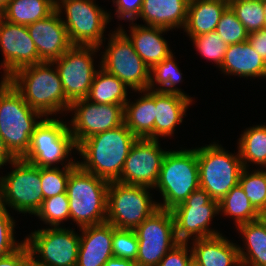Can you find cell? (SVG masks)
<instances>
[{
  "label": "cell",
  "instance_id": "d6986e66",
  "mask_svg": "<svg viewBox=\"0 0 266 266\" xmlns=\"http://www.w3.org/2000/svg\"><path fill=\"white\" fill-rule=\"evenodd\" d=\"M61 17L55 10L48 17L27 26L37 48L39 63L53 62L73 46Z\"/></svg>",
  "mask_w": 266,
  "mask_h": 266
},
{
  "label": "cell",
  "instance_id": "bcb514c9",
  "mask_svg": "<svg viewBox=\"0 0 266 266\" xmlns=\"http://www.w3.org/2000/svg\"><path fill=\"white\" fill-rule=\"evenodd\" d=\"M16 157L10 152L7 148L3 138L0 135V168L4 165H8L6 163L11 164Z\"/></svg>",
  "mask_w": 266,
  "mask_h": 266
},
{
  "label": "cell",
  "instance_id": "db71d44e",
  "mask_svg": "<svg viewBox=\"0 0 266 266\" xmlns=\"http://www.w3.org/2000/svg\"><path fill=\"white\" fill-rule=\"evenodd\" d=\"M263 4H264L265 17H266V2H263ZM265 29H266V21H265Z\"/></svg>",
  "mask_w": 266,
  "mask_h": 266
},
{
  "label": "cell",
  "instance_id": "484cf974",
  "mask_svg": "<svg viewBox=\"0 0 266 266\" xmlns=\"http://www.w3.org/2000/svg\"><path fill=\"white\" fill-rule=\"evenodd\" d=\"M143 93L136 102L130 99L124 105V124L137 137L154 139L155 90L135 91Z\"/></svg>",
  "mask_w": 266,
  "mask_h": 266
},
{
  "label": "cell",
  "instance_id": "f907efd6",
  "mask_svg": "<svg viewBox=\"0 0 266 266\" xmlns=\"http://www.w3.org/2000/svg\"><path fill=\"white\" fill-rule=\"evenodd\" d=\"M187 266H201V264L193 257L189 260Z\"/></svg>",
  "mask_w": 266,
  "mask_h": 266
},
{
  "label": "cell",
  "instance_id": "5b68a950",
  "mask_svg": "<svg viewBox=\"0 0 266 266\" xmlns=\"http://www.w3.org/2000/svg\"><path fill=\"white\" fill-rule=\"evenodd\" d=\"M182 149L168 150L163 160L159 179L154 187L163 199V203H158L161 209L172 210L200 187L197 147Z\"/></svg>",
  "mask_w": 266,
  "mask_h": 266
},
{
  "label": "cell",
  "instance_id": "f6af8a7d",
  "mask_svg": "<svg viewBox=\"0 0 266 266\" xmlns=\"http://www.w3.org/2000/svg\"><path fill=\"white\" fill-rule=\"evenodd\" d=\"M248 41L262 59L266 62V29L249 33Z\"/></svg>",
  "mask_w": 266,
  "mask_h": 266
},
{
  "label": "cell",
  "instance_id": "74e56055",
  "mask_svg": "<svg viewBox=\"0 0 266 266\" xmlns=\"http://www.w3.org/2000/svg\"><path fill=\"white\" fill-rule=\"evenodd\" d=\"M191 41L203 58L221 67L228 45L216 31L192 37Z\"/></svg>",
  "mask_w": 266,
  "mask_h": 266
},
{
  "label": "cell",
  "instance_id": "44dd1931",
  "mask_svg": "<svg viewBox=\"0 0 266 266\" xmlns=\"http://www.w3.org/2000/svg\"><path fill=\"white\" fill-rule=\"evenodd\" d=\"M130 21V30L127 34L121 25L118 27L133 43L134 50L142 58L144 63L151 69L154 65L162 62L172 52L163 33L170 31L161 27L147 26Z\"/></svg>",
  "mask_w": 266,
  "mask_h": 266
},
{
  "label": "cell",
  "instance_id": "c3c4849f",
  "mask_svg": "<svg viewBox=\"0 0 266 266\" xmlns=\"http://www.w3.org/2000/svg\"><path fill=\"white\" fill-rule=\"evenodd\" d=\"M258 220L264 226L266 230V211L259 212Z\"/></svg>",
  "mask_w": 266,
  "mask_h": 266
},
{
  "label": "cell",
  "instance_id": "30bf717a",
  "mask_svg": "<svg viewBox=\"0 0 266 266\" xmlns=\"http://www.w3.org/2000/svg\"><path fill=\"white\" fill-rule=\"evenodd\" d=\"M56 10L61 15L64 11L66 15L62 21L73 45L102 48L104 39H107L104 32L111 21V13L98 6L94 0H65Z\"/></svg>",
  "mask_w": 266,
  "mask_h": 266
},
{
  "label": "cell",
  "instance_id": "8d00e7d4",
  "mask_svg": "<svg viewBox=\"0 0 266 266\" xmlns=\"http://www.w3.org/2000/svg\"><path fill=\"white\" fill-rule=\"evenodd\" d=\"M76 166L40 167V178L44 199L66 193L70 172Z\"/></svg>",
  "mask_w": 266,
  "mask_h": 266
},
{
  "label": "cell",
  "instance_id": "60d3db41",
  "mask_svg": "<svg viewBox=\"0 0 266 266\" xmlns=\"http://www.w3.org/2000/svg\"><path fill=\"white\" fill-rule=\"evenodd\" d=\"M15 220L8 209L0 206V259L4 258L17 249L25 242H17L14 236Z\"/></svg>",
  "mask_w": 266,
  "mask_h": 266
},
{
  "label": "cell",
  "instance_id": "4316f807",
  "mask_svg": "<svg viewBox=\"0 0 266 266\" xmlns=\"http://www.w3.org/2000/svg\"><path fill=\"white\" fill-rule=\"evenodd\" d=\"M227 7V0H189L184 32L191 39L215 31Z\"/></svg>",
  "mask_w": 266,
  "mask_h": 266
},
{
  "label": "cell",
  "instance_id": "836d02e7",
  "mask_svg": "<svg viewBox=\"0 0 266 266\" xmlns=\"http://www.w3.org/2000/svg\"><path fill=\"white\" fill-rule=\"evenodd\" d=\"M228 6L248 33L265 28L266 17L262 0H230Z\"/></svg>",
  "mask_w": 266,
  "mask_h": 266
},
{
  "label": "cell",
  "instance_id": "7c38bea8",
  "mask_svg": "<svg viewBox=\"0 0 266 266\" xmlns=\"http://www.w3.org/2000/svg\"><path fill=\"white\" fill-rule=\"evenodd\" d=\"M31 259L41 266H76L80 234L72 228L48 227L31 232L24 239Z\"/></svg>",
  "mask_w": 266,
  "mask_h": 266
},
{
  "label": "cell",
  "instance_id": "11a10c76",
  "mask_svg": "<svg viewBox=\"0 0 266 266\" xmlns=\"http://www.w3.org/2000/svg\"><path fill=\"white\" fill-rule=\"evenodd\" d=\"M237 266H246L244 263L240 262Z\"/></svg>",
  "mask_w": 266,
  "mask_h": 266
},
{
  "label": "cell",
  "instance_id": "e575fe53",
  "mask_svg": "<svg viewBox=\"0 0 266 266\" xmlns=\"http://www.w3.org/2000/svg\"><path fill=\"white\" fill-rule=\"evenodd\" d=\"M249 169L242 170L239 185L258 212L266 211V169Z\"/></svg>",
  "mask_w": 266,
  "mask_h": 266
},
{
  "label": "cell",
  "instance_id": "ac0fdd59",
  "mask_svg": "<svg viewBox=\"0 0 266 266\" xmlns=\"http://www.w3.org/2000/svg\"><path fill=\"white\" fill-rule=\"evenodd\" d=\"M0 49L4 57L0 64L4 71L2 79H8L23 67L39 63L37 48L27 26L8 22L1 16Z\"/></svg>",
  "mask_w": 266,
  "mask_h": 266
},
{
  "label": "cell",
  "instance_id": "9a60e30c",
  "mask_svg": "<svg viewBox=\"0 0 266 266\" xmlns=\"http://www.w3.org/2000/svg\"><path fill=\"white\" fill-rule=\"evenodd\" d=\"M98 50V46L73 45L52 62L58 70L66 98L71 103L87 98L97 72L93 56Z\"/></svg>",
  "mask_w": 266,
  "mask_h": 266
},
{
  "label": "cell",
  "instance_id": "1f68e13d",
  "mask_svg": "<svg viewBox=\"0 0 266 266\" xmlns=\"http://www.w3.org/2000/svg\"><path fill=\"white\" fill-rule=\"evenodd\" d=\"M219 214L232 216L236 227L257 220L259 216L239 183L219 201Z\"/></svg>",
  "mask_w": 266,
  "mask_h": 266
},
{
  "label": "cell",
  "instance_id": "8992f818",
  "mask_svg": "<svg viewBox=\"0 0 266 266\" xmlns=\"http://www.w3.org/2000/svg\"><path fill=\"white\" fill-rule=\"evenodd\" d=\"M58 119L48 116L41 120L22 159L39 167H57L60 162L62 167L78 165L74 157L68 159L71 151H77L68 123Z\"/></svg>",
  "mask_w": 266,
  "mask_h": 266
},
{
  "label": "cell",
  "instance_id": "7dc6e473",
  "mask_svg": "<svg viewBox=\"0 0 266 266\" xmlns=\"http://www.w3.org/2000/svg\"><path fill=\"white\" fill-rule=\"evenodd\" d=\"M104 266H137L136 262L129 259L111 257Z\"/></svg>",
  "mask_w": 266,
  "mask_h": 266
},
{
  "label": "cell",
  "instance_id": "ee69618b",
  "mask_svg": "<svg viewBox=\"0 0 266 266\" xmlns=\"http://www.w3.org/2000/svg\"><path fill=\"white\" fill-rule=\"evenodd\" d=\"M31 259L30 251L24 243L10 255L0 259V266H25Z\"/></svg>",
  "mask_w": 266,
  "mask_h": 266
},
{
  "label": "cell",
  "instance_id": "681fc988",
  "mask_svg": "<svg viewBox=\"0 0 266 266\" xmlns=\"http://www.w3.org/2000/svg\"><path fill=\"white\" fill-rule=\"evenodd\" d=\"M9 1L10 0H0V14L4 11Z\"/></svg>",
  "mask_w": 266,
  "mask_h": 266
},
{
  "label": "cell",
  "instance_id": "d6a6232c",
  "mask_svg": "<svg viewBox=\"0 0 266 266\" xmlns=\"http://www.w3.org/2000/svg\"><path fill=\"white\" fill-rule=\"evenodd\" d=\"M173 55L174 54L171 53L162 62L154 65L150 69V81L148 89L177 93L192 99L191 96L187 95L184 93V91H181V89L176 87L177 84L183 82V77L177 62H175V56Z\"/></svg>",
  "mask_w": 266,
  "mask_h": 266
},
{
  "label": "cell",
  "instance_id": "ba28073f",
  "mask_svg": "<svg viewBox=\"0 0 266 266\" xmlns=\"http://www.w3.org/2000/svg\"><path fill=\"white\" fill-rule=\"evenodd\" d=\"M153 188L110 182L107 191L106 222L119 229L134 230L159 209L149 192Z\"/></svg>",
  "mask_w": 266,
  "mask_h": 266
},
{
  "label": "cell",
  "instance_id": "83f0119b",
  "mask_svg": "<svg viewBox=\"0 0 266 266\" xmlns=\"http://www.w3.org/2000/svg\"><path fill=\"white\" fill-rule=\"evenodd\" d=\"M236 228L244 238L246 248L237 246L240 262L246 266H266V230L261 222L257 219Z\"/></svg>",
  "mask_w": 266,
  "mask_h": 266
},
{
  "label": "cell",
  "instance_id": "603a6c76",
  "mask_svg": "<svg viewBox=\"0 0 266 266\" xmlns=\"http://www.w3.org/2000/svg\"><path fill=\"white\" fill-rule=\"evenodd\" d=\"M189 0H143L138 18L144 25L168 30L184 28Z\"/></svg>",
  "mask_w": 266,
  "mask_h": 266
},
{
  "label": "cell",
  "instance_id": "4dcf8cb0",
  "mask_svg": "<svg viewBox=\"0 0 266 266\" xmlns=\"http://www.w3.org/2000/svg\"><path fill=\"white\" fill-rule=\"evenodd\" d=\"M240 135L237 150L244 168L252 163L260 165L261 169L266 168V125L246 128Z\"/></svg>",
  "mask_w": 266,
  "mask_h": 266
},
{
  "label": "cell",
  "instance_id": "8fae6325",
  "mask_svg": "<svg viewBox=\"0 0 266 266\" xmlns=\"http://www.w3.org/2000/svg\"><path fill=\"white\" fill-rule=\"evenodd\" d=\"M109 34L108 46L101 52L100 67L116 76L132 91L148 89L150 69L134 50L133 43L119 28Z\"/></svg>",
  "mask_w": 266,
  "mask_h": 266
},
{
  "label": "cell",
  "instance_id": "d4e9b609",
  "mask_svg": "<svg viewBox=\"0 0 266 266\" xmlns=\"http://www.w3.org/2000/svg\"><path fill=\"white\" fill-rule=\"evenodd\" d=\"M192 242V256L201 266H237L240 263L238 245L222 233Z\"/></svg>",
  "mask_w": 266,
  "mask_h": 266
},
{
  "label": "cell",
  "instance_id": "ffe728a7",
  "mask_svg": "<svg viewBox=\"0 0 266 266\" xmlns=\"http://www.w3.org/2000/svg\"><path fill=\"white\" fill-rule=\"evenodd\" d=\"M80 245L76 266H104L113 257V225L107 222L79 228Z\"/></svg>",
  "mask_w": 266,
  "mask_h": 266
},
{
  "label": "cell",
  "instance_id": "2e32d148",
  "mask_svg": "<svg viewBox=\"0 0 266 266\" xmlns=\"http://www.w3.org/2000/svg\"><path fill=\"white\" fill-rule=\"evenodd\" d=\"M71 111L74 116L68 128L76 146L90 136L124 124V105L96 104L85 98L72 102L68 113Z\"/></svg>",
  "mask_w": 266,
  "mask_h": 266
},
{
  "label": "cell",
  "instance_id": "5bb4252c",
  "mask_svg": "<svg viewBox=\"0 0 266 266\" xmlns=\"http://www.w3.org/2000/svg\"><path fill=\"white\" fill-rule=\"evenodd\" d=\"M138 239L137 266H158L161 259L179 243L171 210L159 208L134 229Z\"/></svg>",
  "mask_w": 266,
  "mask_h": 266
},
{
  "label": "cell",
  "instance_id": "f1b7e54d",
  "mask_svg": "<svg viewBox=\"0 0 266 266\" xmlns=\"http://www.w3.org/2000/svg\"><path fill=\"white\" fill-rule=\"evenodd\" d=\"M98 68L86 99L96 104L125 105L129 88L100 65Z\"/></svg>",
  "mask_w": 266,
  "mask_h": 266
},
{
  "label": "cell",
  "instance_id": "f35d334b",
  "mask_svg": "<svg viewBox=\"0 0 266 266\" xmlns=\"http://www.w3.org/2000/svg\"><path fill=\"white\" fill-rule=\"evenodd\" d=\"M215 31L227 45L248 41L249 33L229 6L222 13Z\"/></svg>",
  "mask_w": 266,
  "mask_h": 266
},
{
  "label": "cell",
  "instance_id": "f546056e",
  "mask_svg": "<svg viewBox=\"0 0 266 266\" xmlns=\"http://www.w3.org/2000/svg\"><path fill=\"white\" fill-rule=\"evenodd\" d=\"M55 10L52 0H10L0 16L8 22L28 26Z\"/></svg>",
  "mask_w": 266,
  "mask_h": 266
},
{
  "label": "cell",
  "instance_id": "816d5d0a",
  "mask_svg": "<svg viewBox=\"0 0 266 266\" xmlns=\"http://www.w3.org/2000/svg\"><path fill=\"white\" fill-rule=\"evenodd\" d=\"M25 266H41L37 263H35L32 259H30Z\"/></svg>",
  "mask_w": 266,
  "mask_h": 266
},
{
  "label": "cell",
  "instance_id": "277c9868",
  "mask_svg": "<svg viewBox=\"0 0 266 266\" xmlns=\"http://www.w3.org/2000/svg\"><path fill=\"white\" fill-rule=\"evenodd\" d=\"M110 182L77 165L67 181L70 219L79 228L106 222L107 191Z\"/></svg>",
  "mask_w": 266,
  "mask_h": 266
},
{
  "label": "cell",
  "instance_id": "4fadbf2b",
  "mask_svg": "<svg viewBox=\"0 0 266 266\" xmlns=\"http://www.w3.org/2000/svg\"><path fill=\"white\" fill-rule=\"evenodd\" d=\"M171 212L175 222V235L179 242L221 234L218 230L209 228L212 219L216 214L219 215V201L212 199L200 187Z\"/></svg>",
  "mask_w": 266,
  "mask_h": 266
},
{
  "label": "cell",
  "instance_id": "f5cc1de1",
  "mask_svg": "<svg viewBox=\"0 0 266 266\" xmlns=\"http://www.w3.org/2000/svg\"><path fill=\"white\" fill-rule=\"evenodd\" d=\"M63 1H65V0H52V2L55 5V7H57Z\"/></svg>",
  "mask_w": 266,
  "mask_h": 266
},
{
  "label": "cell",
  "instance_id": "ab89813d",
  "mask_svg": "<svg viewBox=\"0 0 266 266\" xmlns=\"http://www.w3.org/2000/svg\"><path fill=\"white\" fill-rule=\"evenodd\" d=\"M138 248V239L134 230L119 229L113 226V257L129 259L136 262Z\"/></svg>",
  "mask_w": 266,
  "mask_h": 266
},
{
  "label": "cell",
  "instance_id": "52a82bcc",
  "mask_svg": "<svg viewBox=\"0 0 266 266\" xmlns=\"http://www.w3.org/2000/svg\"><path fill=\"white\" fill-rule=\"evenodd\" d=\"M217 142L197 148L199 186L212 199L220 201L234 186L244 169L237 154L225 150Z\"/></svg>",
  "mask_w": 266,
  "mask_h": 266
},
{
  "label": "cell",
  "instance_id": "cb8c5ba5",
  "mask_svg": "<svg viewBox=\"0 0 266 266\" xmlns=\"http://www.w3.org/2000/svg\"><path fill=\"white\" fill-rule=\"evenodd\" d=\"M219 69L228 76L266 78V62L249 41L228 45Z\"/></svg>",
  "mask_w": 266,
  "mask_h": 266
},
{
  "label": "cell",
  "instance_id": "7402d4cb",
  "mask_svg": "<svg viewBox=\"0 0 266 266\" xmlns=\"http://www.w3.org/2000/svg\"><path fill=\"white\" fill-rule=\"evenodd\" d=\"M192 102L193 99L181 94L155 90L154 139L173 136L175 127L182 123Z\"/></svg>",
  "mask_w": 266,
  "mask_h": 266
},
{
  "label": "cell",
  "instance_id": "7bdbcfd3",
  "mask_svg": "<svg viewBox=\"0 0 266 266\" xmlns=\"http://www.w3.org/2000/svg\"><path fill=\"white\" fill-rule=\"evenodd\" d=\"M116 7V17L119 20L134 21L142 8L143 0H112Z\"/></svg>",
  "mask_w": 266,
  "mask_h": 266
},
{
  "label": "cell",
  "instance_id": "9c48e42d",
  "mask_svg": "<svg viewBox=\"0 0 266 266\" xmlns=\"http://www.w3.org/2000/svg\"><path fill=\"white\" fill-rule=\"evenodd\" d=\"M11 167V172L0 176V206L35 215L44 201L40 167L22 158H16Z\"/></svg>",
  "mask_w": 266,
  "mask_h": 266
},
{
  "label": "cell",
  "instance_id": "e0dca14e",
  "mask_svg": "<svg viewBox=\"0 0 266 266\" xmlns=\"http://www.w3.org/2000/svg\"><path fill=\"white\" fill-rule=\"evenodd\" d=\"M159 140L138 138L133 144L119 179L120 183L154 188L167 153Z\"/></svg>",
  "mask_w": 266,
  "mask_h": 266
},
{
  "label": "cell",
  "instance_id": "6da1fadb",
  "mask_svg": "<svg viewBox=\"0 0 266 266\" xmlns=\"http://www.w3.org/2000/svg\"><path fill=\"white\" fill-rule=\"evenodd\" d=\"M138 138L125 124L90 136L77 146V154L84 161H77L86 172L108 182L117 181L124 162Z\"/></svg>",
  "mask_w": 266,
  "mask_h": 266
},
{
  "label": "cell",
  "instance_id": "3957f363",
  "mask_svg": "<svg viewBox=\"0 0 266 266\" xmlns=\"http://www.w3.org/2000/svg\"><path fill=\"white\" fill-rule=\"evenodd\" d=\"M43 117L41 112L24 101L21 93L8 79H1L0 135L16 158H22L27 153L31 136Z\"/></svg>",
  "mask_w": 266,
  "mask_h": 266
},
{
  "label": "cell",
  "instance_id": "7a4b0ae2",
  "mask_svg": "<svg viewBox=\"0 0 266 266\" xmlns=\"http://www.w3.org/2000/svg\"><path fill=\"white\" fill-rule=\"evenodd\" d=\"M53 67V68H52ZM8 80L33 109L48 115L68 113L71 102L66 98L58 70L52 62L23 67Z\"/></svg>",
  "mask_w": 266,
  "mask_h": 266
},
{
  "label": "cell",
  "instance_id": "b9f144b4",
  "mask_svg": "<svg viewBox=\"0 0 266 266\" xmlns=\"http://www.w3.org/2000/svg\"><path fill=\"white\" fill-rule=\"evenodd\" d=\"M192 257L188 242H179L161 259L158 266H187Z\"/></svg>",
  "mask_w": 266,
  "mask_h": 266
},
{
  "label": "cell",
  "instance_id": "d590c367",
  "mask_svg": "<svg viewBox=\"0 0 266 266\" xmlns=\"http://www.w3.org/2000/svg\"><path fill=\"white\" fill-rule=\"evenodd\" d=\"M69 207L67 192L61 193L44 199L35 216L50 227H63L61 223L70 219Z\"/></svg>",
  "mask_w": 266,
  "mask_h": 266
}]
</instances>
